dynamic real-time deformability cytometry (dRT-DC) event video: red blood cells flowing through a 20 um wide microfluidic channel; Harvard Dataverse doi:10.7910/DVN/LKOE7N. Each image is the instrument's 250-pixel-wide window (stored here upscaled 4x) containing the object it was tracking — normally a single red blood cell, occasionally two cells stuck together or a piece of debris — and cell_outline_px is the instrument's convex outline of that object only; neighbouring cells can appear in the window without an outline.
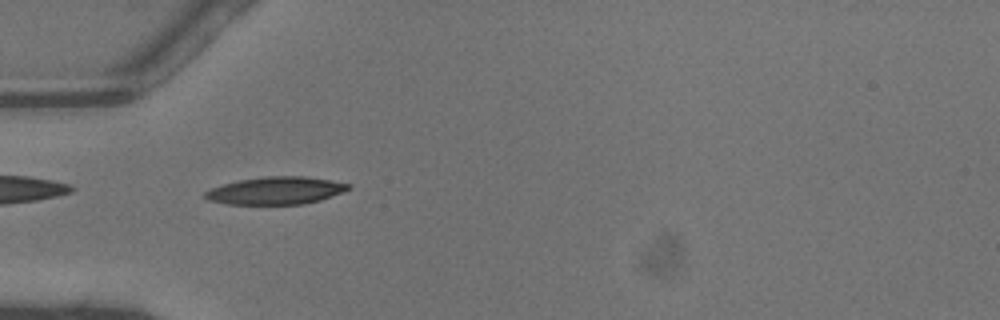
{"species": "common noctule bat (a hibernating species)", "species_latin": "Nyctalus noctula", "temperature_condition": "warm", "stored_images_in_passage": 45, "camera_frame_rate_fps": 3000, "um_per_image_px": 0.085, "animal": {"sex": "male", "body_mass_g": 13.3}, "frame": {"image": 1, "passage_image": 14, "time_ms": 4.333, "image_size_px": [1000, 320], "cell_outline_px": [[352, 188], [344, 192], [320, 200], [304, 204], [228, 204], [208, 200], [204, 196], [204, 192], [212, 188], [224, 184], [240, 180], [264, 176], [304, 176], [352, 184]], "centroid_in_image_um": [23.48, 16.2], "position_along_channel_um": 61.5, "area_um2": 22.95}}
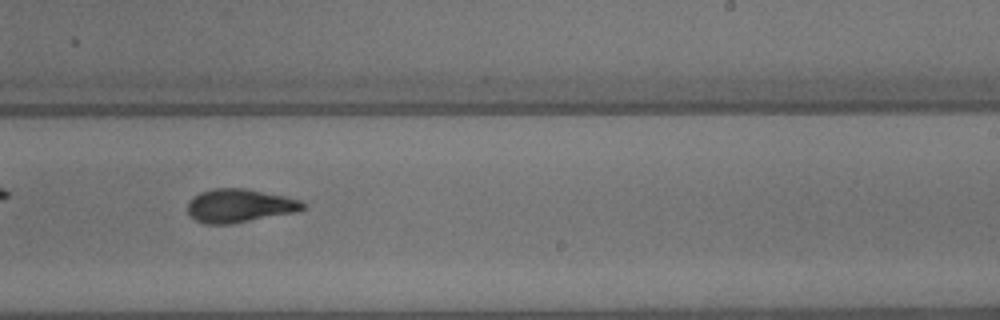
{"frame": {"image": 2, "passage_image": 28, "time_ms": 9.0, "image_size_px": [1000, 320], "cell_outline_px": [[304, 208], [300, 212], [228, 224], [204, 224], [196, 220], [188, 212], [188, 204], [200, 192], [212, 188], [244, 188], [284, 196], [300, 200], [304, 204]], "centroid_in_image_um": [20.39, 17.49], "position_along_channel_um": 268.6, "area_um2": 22.31}}
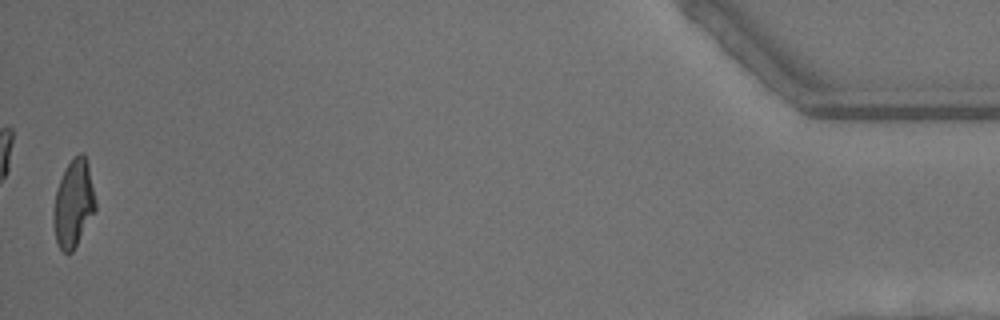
{"frame": {"image": 3, "passage_image": 45, "time_ms": 14.667, "image_size_px": [1000, 320], "cell_outline_px": [[96, 212], [72, 252], [64, 252], [60, 248], [56, 240], [52, 224], [52, 212], [56, 188], [64, 168], [80, 152], [84, 152], [88, 164], [96, 200]], "centroid_in_image_um": [6.24, 17.3], "position_along_channel_um": 429.0, "area_um2": 21.73}, "authors_computed_cell_mechanics": {"area_um2": 21.8484, "velocity_mm_per_s": 4.4943, "shape_relaxation_time_tau1_ms": 3.5274, "shape_relaxation_time_tau2_ms": 1.803, "deformation_change_tau1": 0.2, "deformation_change_tau2": 0.0961}}